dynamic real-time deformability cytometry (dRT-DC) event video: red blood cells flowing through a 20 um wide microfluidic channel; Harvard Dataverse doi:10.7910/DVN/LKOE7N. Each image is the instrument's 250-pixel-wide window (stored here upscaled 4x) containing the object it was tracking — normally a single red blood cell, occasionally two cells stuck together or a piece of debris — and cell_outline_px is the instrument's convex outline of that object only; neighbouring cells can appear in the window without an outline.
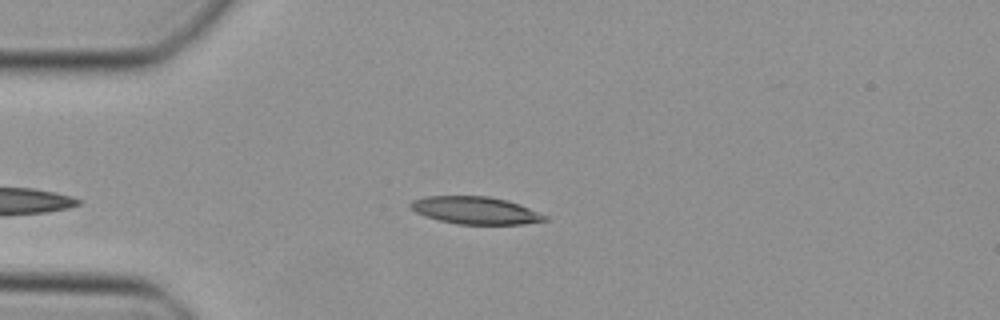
{"species": "Egyptian fruit bat (a non-hibernating species)", "species_latin": "Rousettus aegyptiacus", "temperature_condition": "cold", "stored_images_in_passage": 35, "camera_frame_rate_fps": 3000, "um_per_image_px": 0.085, "animal": {"sex": "female"}, "frame": {"image": 1, "passage_image": 2, "time_ms": 0.333, "image_size_px": [1000, 320], "cell_outline_px": [[548, 220], [524, 224], [456, 224], [440, 220], [416, 212], [408, 204], [412, 200], [424, 196], [488, 196], [508, 200], [520, 204], [548, 216]], "centroid_in_image_um": [40.44, 17.87], "position_along_channel_um": 44.6, "area_um2": 21.44}}
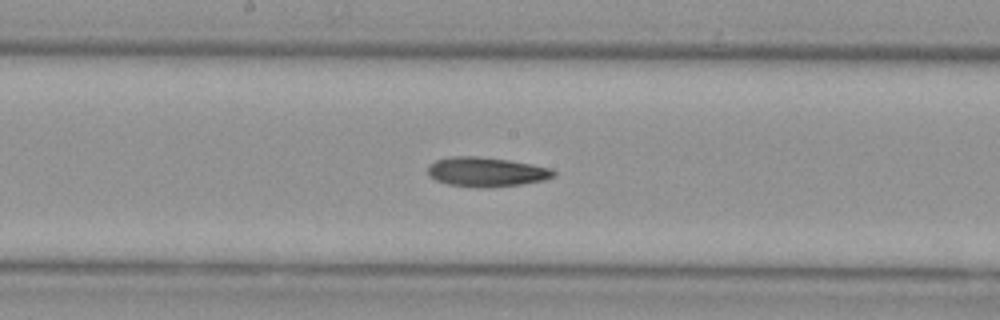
{"frame": {"image": 2, "passage_image": 15, "time_ms": 4.667, "image_size_px": [1000, 320], "cell_outline_px": [[556, 176], [544, 180], [520, 184], [448, 184], [436, 180], [428, 172], [428, 164], [436, 160], [452, 156], [476, 156], [508, 160], [532, 164], [548, 168], [556, 172]], "centroid_in_image_um": [41.34, 14.55], "position_along_channel_um": 206.9, "area_um2": 20.35}}
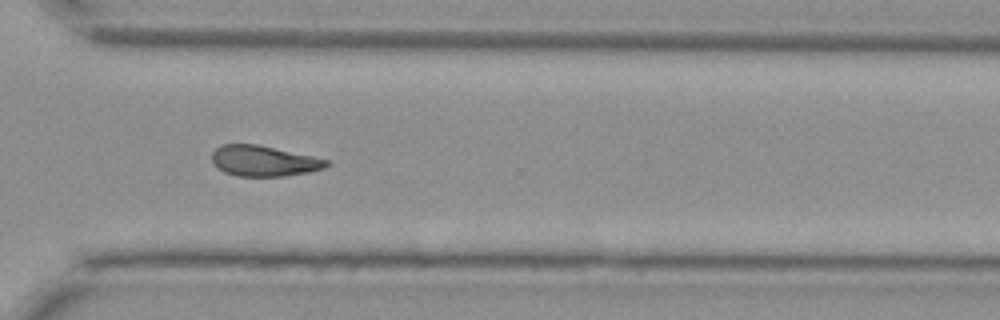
{"frame": {"image": 3, "passage_image": 25, "time_ms": 8.0, "image_size_px": [1000, 320], "cell_outline_px": [[328, 164], [324, 168], [308, 172], [284, 176], [236, 176], [224, 172], [212, 164], [212, 152], [220, 144], [256, 144], [312, 156], [328, 160]], "centroid_in_image_um": [22.36, 13.68], "position_along_channel_um": 348.2, "area_um2": 20.35}}